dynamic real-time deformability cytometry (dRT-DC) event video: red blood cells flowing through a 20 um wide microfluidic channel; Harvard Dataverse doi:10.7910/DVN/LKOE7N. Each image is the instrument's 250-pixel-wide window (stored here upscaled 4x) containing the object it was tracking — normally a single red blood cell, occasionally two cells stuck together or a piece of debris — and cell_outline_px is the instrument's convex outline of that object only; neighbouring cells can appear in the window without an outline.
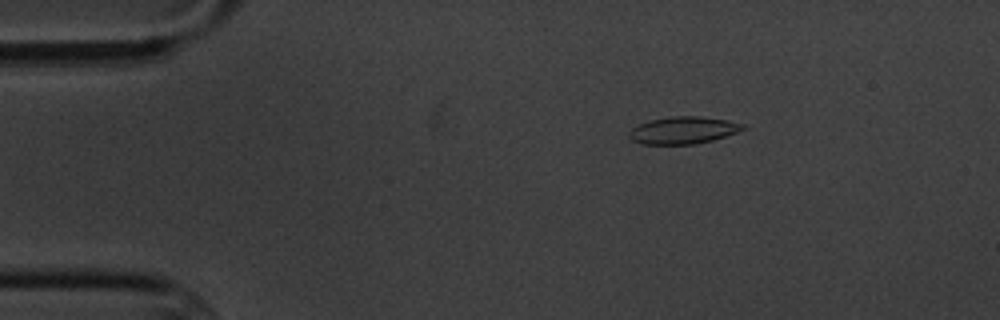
{"species": "common noctule bat (a hibernating species)", "species_latin": "Nyctalus noctula", "temperature_condition": "cold", "stored_images_in_passage": 5, "camera_frame_rate_fps": 3000, "um_per_image_px": 0.085, "animal": {"sex": "male", "body_mass_g": 20.1, "forearm_length_mm": 53.5}, "frame": {"image": 1, "passage_image": 2, "time_ms": 1.0, "image_size_px": [1000, 320], "cell_outline_px": [[744, 128], [736, 132], [712, 140], [696, 144], [644, 144], [632, 140], [628, 136], [628, 132], [632, 128], [640, 124], [652, 120], [672, 116], [700, 116], [724, 120], [744, 124]], "centroid_in_image_um": [58.03, 11.07], "position_along_channel_um": 27.0, "area_um2": 17.69}}
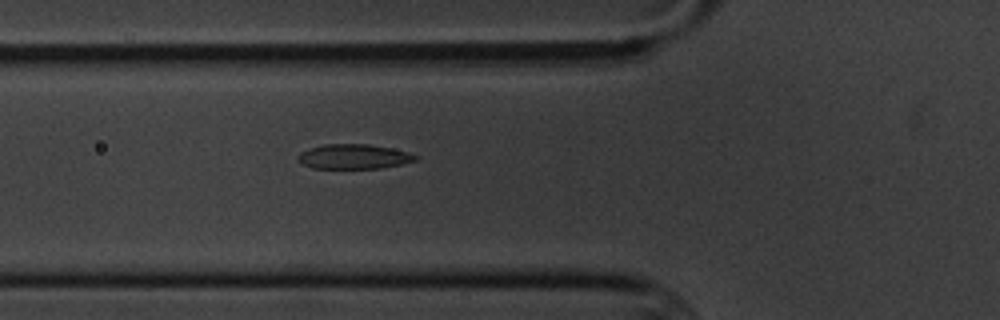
{"frame": {"image": 2, "passage_image": 5, "time_ms": 4.667, "image_size_px": [1000, 320], "cell_outline_px": [[420, 156], [416, 160], [400, 164], [380, 168], [312, 168], [296, 160], [296, 156], [300, 152], [308, 148], [324, 144], [368, 144], [392, 148], [408, 152]], "centroid_in_image_um": [30.04, 13.3], "position_along_channel_um": 95.8, "area_um2": 16.99}}